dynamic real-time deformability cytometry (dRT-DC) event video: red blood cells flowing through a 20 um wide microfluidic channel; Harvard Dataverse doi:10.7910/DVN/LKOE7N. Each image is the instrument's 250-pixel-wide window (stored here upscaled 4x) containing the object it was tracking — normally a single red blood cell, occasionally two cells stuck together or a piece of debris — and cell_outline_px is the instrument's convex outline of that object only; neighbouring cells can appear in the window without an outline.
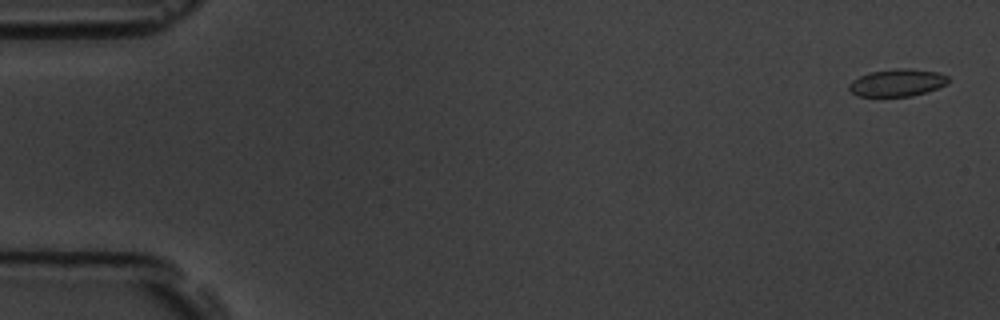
{"species": "common noctule bat (a hibernating species)", "species_latin": "Nyctalus noctula", "temperature_condition": "room temperature", "stored_images_in_passage": 5, "camera_frame_rate_fps": 3000, "um_per_image_px": 0.085, "animal": {"sex": "male", "body_mass_g": 19.5, "forearm_length_mm": 54.6}, "frame": {"image": 1, "passage_image": 1, "time_ms": 0.0, "image_size_px": [1000, 320], "cell_outline_px": [[948, 84], [912, 96], [856, 96], [848, 88], [848, 84], [852, 80], [868, 72], [896, 68], [908, 68], [936, 72], [948, 76]], "centroid_in_image_um": [76.23, 7.02], "position_along_channel_um": 8.8, "area_um2": 15.78}}
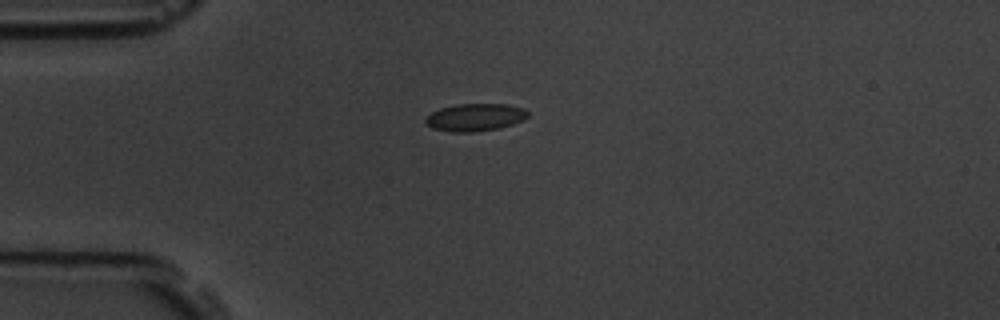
{"frame": {"image": 2, "passage_image": 5, "time_ms": 4.333, "image_size_px": [1000, 320], "cell_outline_px": [[528, 116], [512, 124], [500, 128], [472, 132], [452, 132], [432, 128], [424, 120], [432, 112], [440, 108], [456, 104], [508, 104], [524, 108], [528, 112]], "centroid_in_image_um": [40.38, 9.96], "position_along_channel_um": 44.6, "area_um2": 16.3}}